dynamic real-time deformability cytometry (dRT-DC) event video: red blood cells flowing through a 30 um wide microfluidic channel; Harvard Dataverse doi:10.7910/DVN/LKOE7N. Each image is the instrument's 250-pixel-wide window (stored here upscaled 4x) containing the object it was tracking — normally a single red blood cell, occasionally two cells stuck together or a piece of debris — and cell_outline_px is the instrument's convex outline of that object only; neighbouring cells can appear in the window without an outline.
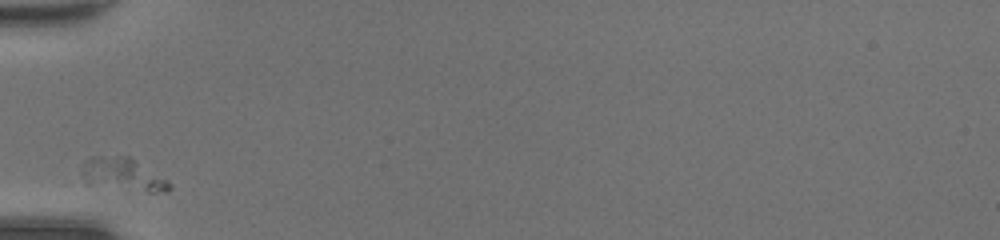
{"species": "common noctule bat (a hibernating species)", "species_latin": "Nyctalus noctula", "temperature_condition": "room temperature", "stored_images_in_passage": 25, "camera_frame_rate_fps": 3000, "um_per_image_px": 0.085, "animal": {"sex": "female", "body_mass_g": 20.0, "forearm_length_mm": 54.0}, "frame": {"image": 1, "passage_image": 1, "time_ms": 0.0, "image_size_px": [1000, 240], "cell_outline_px": [[172, 188], [168, 192], [148, 192], [84, 180], [80, 172], [80, 168], [92, 156], [128, 156], [172, 184]], "centroid_in_image_um": [10.48, 14.8], "position_along_channel_um": 74.5, "area_um2": 15.66}}
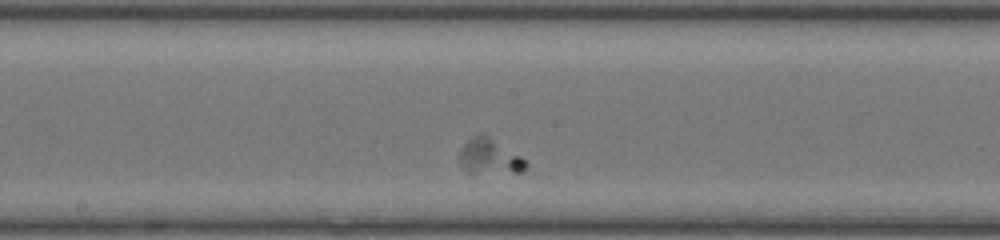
{"frame": {"image": 2, "passage_image": 11, "time_ms": 3.333, "image_size_px": [1000, 240], "cell_outline_px": [[528, 168], [520, 172], [472, 176], [460, 164], [460, 152], [464, 144], [468, 140], [480, 132], [488, 136], [528, 160]], "centroid_in_image_um": [41.64, 13.38], "position_along_channel_um": 206.6, "area_um2": 14.22}}
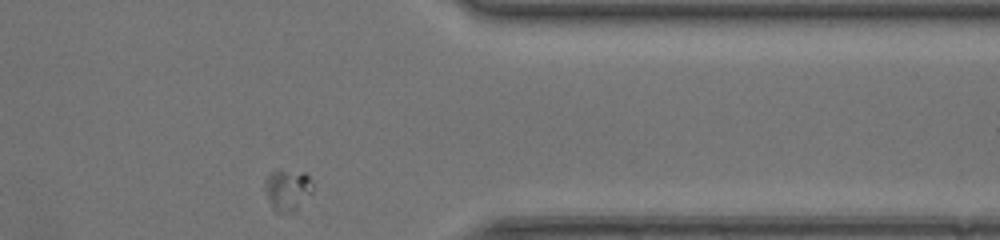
{"frame": {"image": 3, "passage_image": 25, "time_ms": 8.0, "image_size_px": [1000, 240], "cell_outline_px": [[316, 188], [292, 212], [276, 212], [272, 208], [264, 188], [264, 180], [272, 172], [304, 172], [308, 176]], "centroid_in_image_um": [24.45, 16.15], "position_along_channel_um": 387.0, "area_um2": 11.21}}